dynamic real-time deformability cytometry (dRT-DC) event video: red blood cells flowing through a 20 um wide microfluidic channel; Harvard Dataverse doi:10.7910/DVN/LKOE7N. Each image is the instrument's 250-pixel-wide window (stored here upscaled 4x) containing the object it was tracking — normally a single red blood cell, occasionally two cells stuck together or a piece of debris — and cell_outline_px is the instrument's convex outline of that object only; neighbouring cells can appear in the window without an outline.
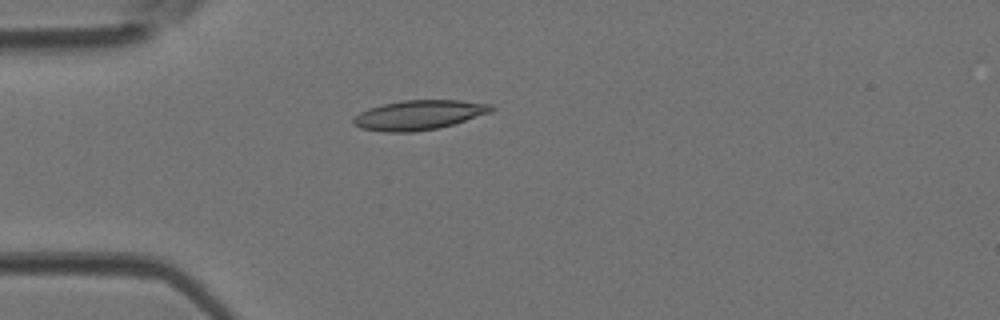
{"species": "Egyptian fruit bat (a non-hibernating species)", "species_latin": "Rousettus aegyptiacus", "temperature_condition": "room temperature", "stored_images_in_passage": 34, "camera_frame_rate_fps": 3000, "um_per_image_px": 0.085, "animal": {"sex": "female"}, "frame": {"image": 1, "passage_image": 1, "time_ms": 0.0, "image_size_px": [1000, 320], "cell_outline_px": [[496, 108], [492, 112], [440, 128], [412, 132], [384, 132], [360, 128], [352, 124], [352, 120], [360, 112], [368, 108], [384, 104], [404, 100], [460, 100], [492, 104]], "centroid_in_image_um": [35.63, 9.77], "position_along_channel_um": 49.4, "area_um2": 23.93}}
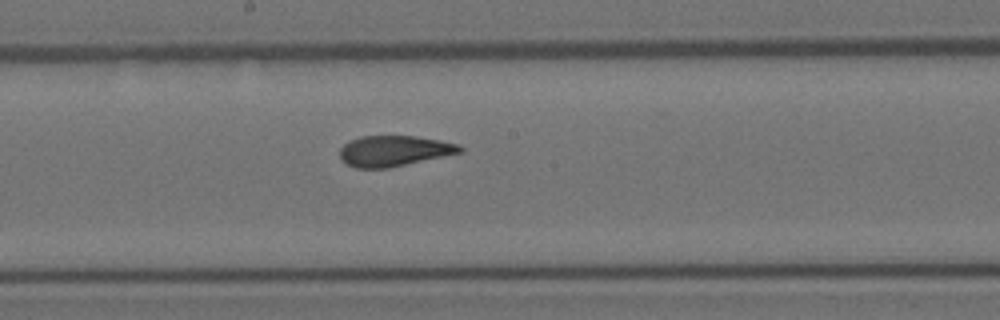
{"frame": {"image": 2, "passage_image": 13, "time_ms": 4.0, "image_size_px": [1000, 320], "cell_outline_px": [[464, 152], [388, 168], [356, 168], [340, 160], [340, 148], [348, 140], [360, 136], [416, 136], [440, 140], [460, 144], [464, 148]], "centroid_in_image_um": [33.51, 12.82], "position_along_channel_um": 214.7, "area_um2": 21.68}}
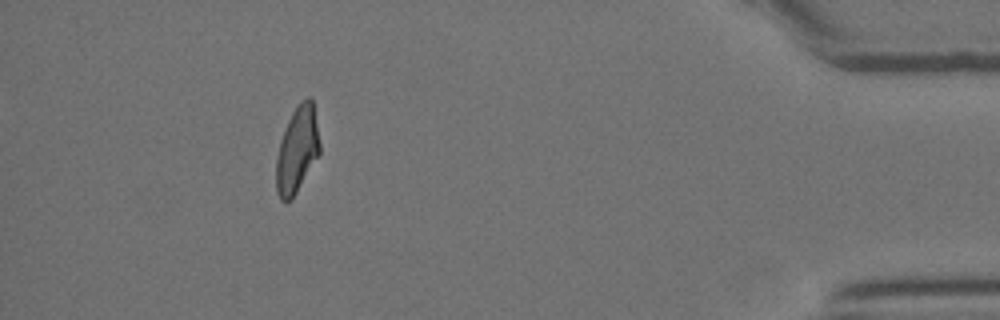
{"frame": {"image": 3, "passage_image": 30, "time_ms": 9.667, "image_size_px": [1000, 320], "cell_outline_px": [[320, 152], [292, 200], [284, 204], [280, 200], [276, 192], [276, 156], [280, 140], [288, 120], [292, 112], [308, 96], [312, 100], [320, 144]], "centroid_in_image_um": [25.22, 12.81], "position_along_channel_um": 410.0, "area_um2": 21.73}}